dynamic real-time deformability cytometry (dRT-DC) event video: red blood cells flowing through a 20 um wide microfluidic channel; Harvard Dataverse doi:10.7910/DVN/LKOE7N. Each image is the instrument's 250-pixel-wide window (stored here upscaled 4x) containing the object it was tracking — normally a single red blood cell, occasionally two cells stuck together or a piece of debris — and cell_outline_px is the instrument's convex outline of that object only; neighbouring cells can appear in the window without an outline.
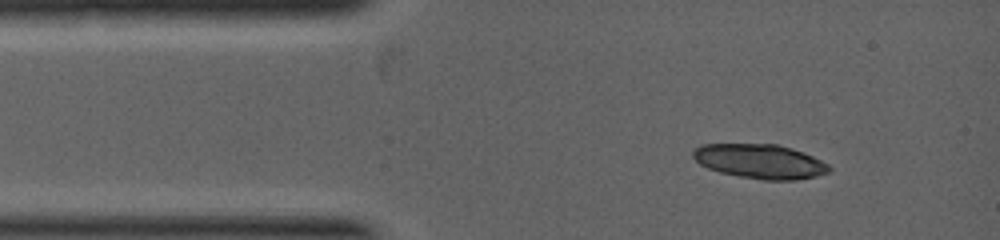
{"species": "common noctule bat (a hibernating species)", "species_latin": "Nyctalus noctula", "temperature_condition": "warm", "stored_images_in_passage": 2, "camera_frame_rate_fps": 5000, "um_per_image_px": 0.085, "animal": {"sex": "female", "body_mass_g": 19.0, "forearm_length_mm": 53.3}, "frame": {"image": 1, "passage_image": 1, "time_ms": 0.0, "image_size_px": [1000, 240], "cell_outline_px": [[832, 168], [828, 172], [816, 176], [796, 180], [764, 180], [740, 176], [720, 172], [708, 168], [700, 164], [692, 156], [692, 152], [700, 144], [776, 144], [812, 156], [828, 164]], "centroid_in_image_um": [64.58, 13.72], "position_along_channel_um": 20.4, "area_um2": 26.99}}